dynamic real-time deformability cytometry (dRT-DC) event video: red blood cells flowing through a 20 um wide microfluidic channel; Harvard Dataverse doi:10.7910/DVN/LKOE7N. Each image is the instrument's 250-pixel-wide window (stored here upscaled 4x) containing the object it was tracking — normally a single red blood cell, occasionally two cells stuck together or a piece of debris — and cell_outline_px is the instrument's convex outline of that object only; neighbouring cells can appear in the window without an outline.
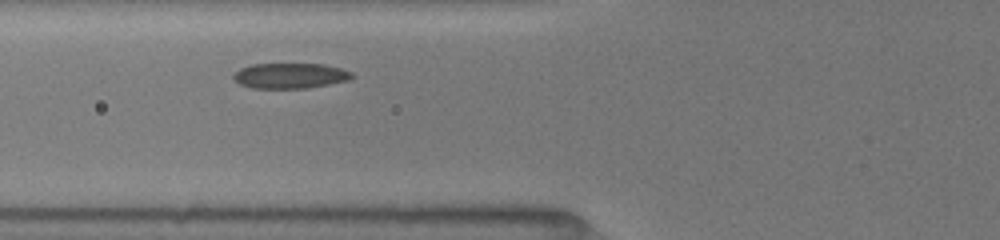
{"species": "common noctule bat (a hibernating species)", "species_latin": "Nyctalus noctula", "temperature_condition": "room temperature", "stored_images_in_passage": 6, "camera_frame_rate_fps": 3000, "um_per_image_px": 0.085, "animal": {"sex": "female", "body_mass_g": 19.5, "forearm_length_mm": 54.1}, "frame": {"image": 1, "passage_image": 3, "time_ms": 2.0, "image_size_px": [1000, 240], "cell_outline_px": [[356, 76], [348, 80], [328, 84], [304, 88], [252, 88], [240, 84], [232, 76], [240, 68], [252, 64], [324, 64], [340, 68], [352, 72]], "centroid_in_image_um": [24.68, 6.43], "position_along_channel_um": 101.1, "area_um2": 17.4}}
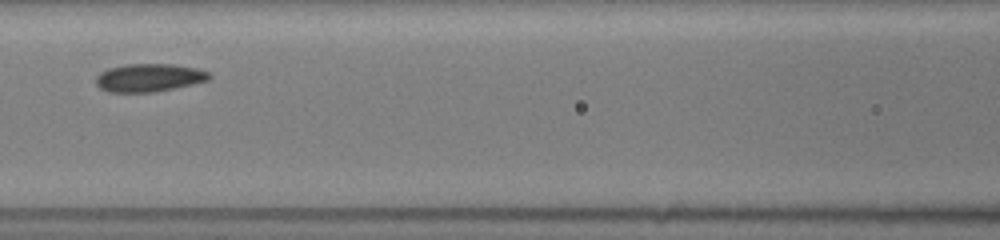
{"frame": {"image": 2, "passage_image": 6, "time_ms": 3.333, "image_size_px": [1000, 240], "cell_outline_px": [[212, 76], [208, 80], [192, 84], [156, 92], [108, 92], [100, 88], [96, 84], [96, 76], [100, 72], [108, 68], [124, 64], [172, 64], [196, 68], [208, 72]], "centroid_in_image_um": [12.64, 6.6], "position_along_channel_um": 154.0, "area_um2": 18.55}}